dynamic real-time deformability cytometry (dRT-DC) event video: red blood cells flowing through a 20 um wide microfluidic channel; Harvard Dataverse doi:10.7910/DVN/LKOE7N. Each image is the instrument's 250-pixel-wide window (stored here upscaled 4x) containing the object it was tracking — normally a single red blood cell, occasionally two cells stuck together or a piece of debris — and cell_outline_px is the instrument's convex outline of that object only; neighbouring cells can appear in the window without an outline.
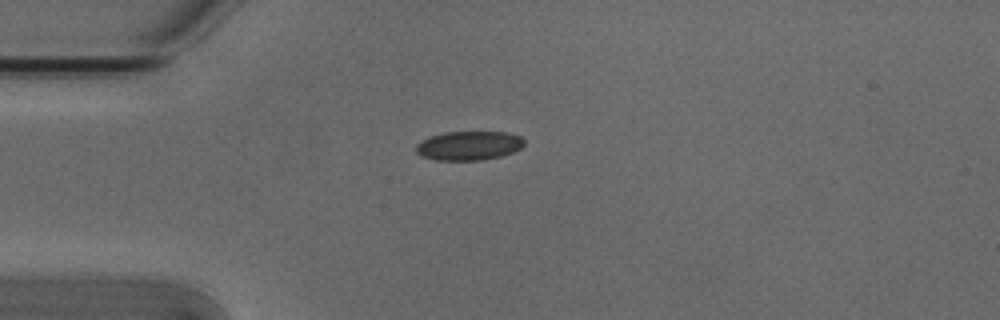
{"species": "Egyptian fruit bat (a non-hibernating species)", "species_latin": "Rousettus aegyptiacus", "temperature_condition": "cold", "stored_images_in_passage": 3, "camera_frame_rate_fps": 3000, "um_per_image_px": 0.085, "animal": {"sex": "male"}, "frame": {"image": 1, "passage_image": 1, "time_ms": 0.0, "image_size_px": [1000, 320], "cell_outline_px": [[524, 144], [520, 148], [512, 152], [500, 156], [480, 160], [436, 160], [424, 156], [416, 152], [416, 144], [420, 140], [428, 136], [444, 132], [508, 132], [520, 136], [524, 140]], "centroid_in_image_um": [39.83, 12.36], "position_along_channel_um": 45.2, "area_um2": 18.32}}
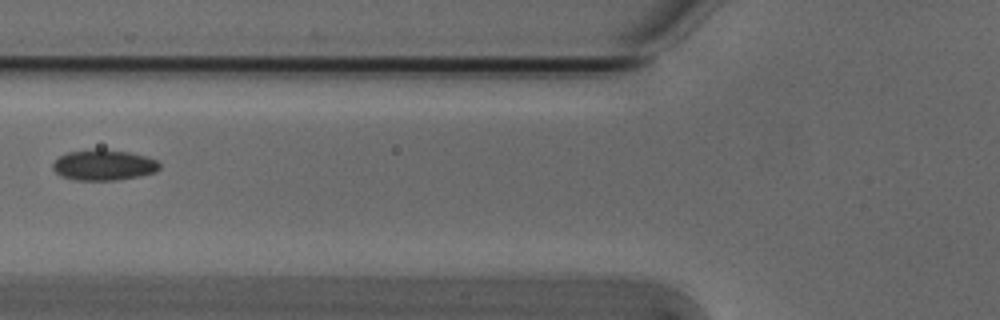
{"frame": {"image": 2, "passage_image": 3, "time_ms": 0.667, "image_size_px": [1000, 320], "cell_outline_px": [[160, 168], [156, 172], [140, 176], [116, 180], [72, 180], [60, 176], [52, 168], [52, 164], [60, 156], [68, 152], [100, 148], [128, 152], [144, 156], [156, 160], [160, 164]], "centroid_in_image_um": [8.8, 14.03], "position_along_channel_um": 117.0, "area_um2": 19.13}}